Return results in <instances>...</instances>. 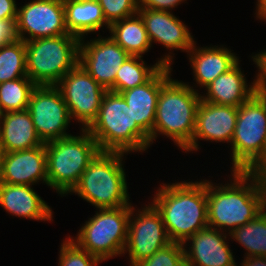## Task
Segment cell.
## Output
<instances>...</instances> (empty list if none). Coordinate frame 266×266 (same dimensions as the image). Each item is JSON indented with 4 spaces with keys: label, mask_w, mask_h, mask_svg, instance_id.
Returning a JSON list of instances; mask_svg holds the SVG:
<instances>
[{
    "label": "cell",
    "mask_w": 266,
    "mask_h": 266,
    "mask_svg": "<svg viewBox=\"0 0 266 266\" xmlns=\"http://www.w3.org/2000/svg\"><path fill=\"white\" fill-rule=\"evenodd\" d=\"M230 172L229 182L207 180L208 226L227 234L266 208V184L250 172Z\"/></svg>",
    "instance_id": "1"
},
{
    "label": "cell",
    "mask_w": 266,
    "mask_h": 266,
    "mask_svg": "<svg viewBox=\"0 0 266 266\" xmlns=\"http://www.w3.org/2000/svg\"><path fill=\"white\" fill-rule=\"evenodd\" d=\"M159 186L150 202L161 214L172 242L183 244L208 226L207 179L162 182Z\"/></svg>",
    "instance_id": "2"
},
{
    "label": "cell",
    "mask_w": 266,
    "mask_h": 266,
    "mask_svg": "<svg viewBox=\"0 0 266 266\" xmlns=\"http://www.w3.org/2000/svg\"><path fill=\"white\" fill-rule=\"evenodd\" d=\"M200 101V92L171 77L160 89L150 146L162 135L183 151L192 141Z\"/></svg>",
    "instance_id": "3"
},
{
    "label": "cell",
    "mask_w": 266,
    "mask_h": 266,
    "mask_svg": "<svg viewBox=\"0 0 266 266\" xmlns=\"http://www.w3.org/2000/svg\"><path fill=\"white\" fill-rule=\"evenodd\" d=\"M100 151L125 154L147 152L150 137L133 121V115L121 94L107 91L97 118L86 129Z\"/></svg>",
    "instance_id": "4"
},
{
    "label": "cell",
    "mask_w": 266,
    "mask_h": 266,
    "mask_svg": "<svg viewBox=\"0 0 266 266\" xmlns=\"http://www.w3.org/2000/svg\"><path fill=\"white\" fill-rule=\"evenodd\" d=\"M128 154L99 151L68 195H77L96 209L131 206L124 161Z\"/></svg>",
    "instance_id": "5"
},
{
    "label": "cell",
    "mask_w": 266,
    "mask_h": 266,
    "mask_svg": "<svg viewBox=\"0 0 266 266\" xmlns=\"http://www.w3.org/2000/svg\"><path fill=\"white\" fill-rule=\"evenodd\" d=\"M48 187L66 197L78 184L90 161L100 151L95 139L86 129L45 143Z\"/></svg>",
    "instance_id": "6"
},
{
    "label": "cell",
    "mask_w": 266,
    "mask_h": 266,
    "mask_svg": "<svg viewBox=\"0 0 266 266\" xmlns=\"http://www.w3.org/2000/svg\"><path fill=\"white\" fill-rule=\"evenodd\" d=\"M26 71L37 86H55L79 63L80 38L72 34L25 42Z\"/></svg>",
    "instance_id": "7"
},
{
    "label": "cell",
    "mask_w": 266,
    "mask_h": 266,
    "mask_svg": "<svg viewBox=\"0 0 266 266\" xmlns=\"http://www.w3.org/2000/svg\"><path fill=\"white\" fill-rule=\"evenodd\" d=\"M94 216L70 236L81 249L102 261L123 256L127 241L131 206L96 209Z\"/></svg>",
    "instance_id": "8"
},
{
    "label": "cell",
    "mask_w": 266,
    "mask_h": 266,
    "mask_svg": "<svg viewBox=\"0 0 266 266\" xmlns=\"http://www.w3.org/2000/svg\"><path fill=\"white\" fill-rule=\"evenodd\" d=\"M266 143V96L254 93L238 107L230 144V171H247L262 155Z\"/></svg>",
    "instance_id": "9"
},
{
    "label": "cell",
    "mask_w": 266,
    "mask_h": 266,
    "mask_svg": "<svg viewBox=\"0 0 266 266\" xmlns=\"http://www.w3.org/2000/svg\"><path fill=\"white\" fill-rule=\"evenodd\" d=\"M171 242L162 216L151 202L140 209L131 205L127 241L123 251V257L128 253L130 266L151 257Z\"/></svg>",
    "instance_id": "10"
},
{
    "label": "cell",
    "mask_w": 266,
    "mask_h": 266,
    "mask_svg": "<svg viewBox=\"0 0 266 266\" xmlns=\"http://www.w3.org/2000/svg\"><path fill=\"white\" fill-rule=\"evenodd\" d=\"M66 103L72 121L87 129L97 118L107 90L78 63L55 85Z\"/></svg>",
    "instance_id": "11"
},
{
    "label": "cell",
    "mask_w": 266,
    "mask_h": 266,
    "mask_svg": "<svg viewBox=\"0 0 266 266\" xmlns=\"http://www.w3.org/2000/svg\"><path fill=\"white\" fill-rule=\"evenodd\" d=\"M28 111L37 135L43 143L71 136V116L56 86H36L30 96Z\"/></svg>",
    "instance_id": "12"
},
{
    "label": "cell",
    "mask_w": 266,
    "mask_h": 266,
    "mask_svg": "<svg viewBox=\"0 0 266 266\" xmlns=\"http://www.w3.org/2000/svg\"><path fill=\"white\" fill-rule=\"evenodd\" d=\"M16 35L25 42L69 34L63 0H30L18 8Z\"/></svg>",
    "instance_id": "13"
},
{
    "label": "cell",
    "mask_w": 266,
    "mask_h": 266,
    "mask_svg": "<svg viewBox=\"0 0 266 266\" xmlns=\"http://www.w3.org/2000/svg\"><path fill=\"white\" fill-rule=\"evenodd\" d=\"M97 36L80 39L79 64L107 91L115 92L116 73L130 55L110 36Z\"/></svg>",
    "instance_id": "14"
},
{
    "label": "cell",
    "mask_w": 266,
    "mask_h": 266,
    "mask_svg": "<svg viewBox=\"0 0 266 266\" xmlns=\"http://www.w3.org/2000/svg\"><path fill=\"white\" fill-rule=\"evenodd\" d=\"M138 13L144 21L151 45L161 44L168 51L157 62L172 67L174 50L188 53L194 46L196 41L189 27L173 12L138 8Z\"/></svg>",
    "instance_id": "15"
},
{
    "label": "cell",
    "mask_w": 266,
    "mask_h": 266,
    "mask_svg": "<svg viewBox=\"0 0 266 266\" xmlns=\"http://www.w3.org/2000/svg\"><path fill=\"white\" fill-rule=\"evenodd\" d=\"M238 107L218 105L201 100L196 112V125L191 143L184 153L200 150L199 140L231 144L234 134ZM199 149V150H198Z\"/></svg>",
    "instance_id": "16"
},
{
    "label": "cell",
    "mask_w": 266,
    "mask_h": 266,
    "mask_svg": "<svg viewBox=\"0 0 266 266\" xmlns=\"http://www.w3.org/2000/svg\"><path fill=\"white\" fill-rule=\"evenodd\" d=\"M229 234L207 226L183 243L186 266H237Z\"/></svg>",
    "instance_id": "17"
},
{
    "label": "cell",
    "mask_w": 266,
    "mask_h": 266,
    "mask_svg": "<svg viewBox=\"0 0 266 266\" xmlns=\"http://www.w3.org/2000/svg\"><path fill=\"white\" fill-rule=\"evenodd\" d=\"M0 182L29 186L41 182L48 186L45 143L27 150L5 153Z\"/></svg>",
    "instance_id": "18"
},
{
    "label": "cell",
    "mask_w": 266,
    "mask_h": 266,
    "mask_svg": "<svg viewBox=\"0 0 266 266\" xmlns=\"http://www.w3.org/2000/svg\"><path fill=\"white\" fill-rule=\"evenodd\" d=\"M197 41L194 46L188 51L187 59L192 68L193 84L185 82L195 91L199 87L201 90L215 80L219 75L228 72L239 61V57L234 50L223 45L197 46ZM233 51V52H232ZM193 85V86H191ZM195 86V87H194Z\"/></svg>",
    "instance_id": "19"
},
{
    "label": "cell",
    "mask_w": 266,
    "mask_h": 266,
    "mask_svg": "<svg viewBox=\"0 0 266 266\" xmlns=\"http://www.w3.org/2000/svg\"><path fill=\"white\" fill-rule=\"evenodd\" d=\"M172 69L162 66L146 83L120 93L131 110L133 121L148 136L153 131L160 89L172 77Z\"/></svg>",
    "instance_id": "20"
},
{
    "label": "cell",
    "mask_w": 266,
    "mask_h": 266,
    "mask_svg": "<svg viewBox=\"0 0 266 266\" xmlns=\"http://www.w3.org/2000/svg\"><path fill=\"white\" fill-rule=\"evenodd\" d=\"M33 188L0 182V206L12 217L52 222V207Z\"/></svg>",
    "instance_id": "21"
},
{
    "label": "cell",
    "mask_w": 266,
    "mask_h": 266,
    "mask_svg": "<svg viewBox=\"0 0 266 266\" xmlns=\"http://www.w3.org/2000/svg\"><path fill=\"white\" fill-rule=\"evenodd\" d=\"M240 61L228 72L219 75L200 92L201 100L218 105L239 107L256 92L255 77L247 82ZM203 93V94H202Z\"/></svg>",
    "instance_id": "22"
},
{
    "label": "cell",
    "mask_w": 266,
    "mask_h": 266,
    "mask_svg": "<svg viewBox=\"0 0 266 266\" xmlns=\"http://www.w3.org/2000/svg\"><path fill=\"white\" fill-rule=\"evenodd\" d=\"M0 141L5 153L44 144L36 133L28 109L3 113L0 119Z\"/></svg>",
    "instance_id": "23"
},
{
    "label": "cell",
    "mask_w": 266,
    "mask_h": 266,
    "mask_svg": "<svg viewBox=\"0 0 266 266\" xmlns=\"http://www.w3.org/2000/svg\"><path fill=\"white\" fill-rule=\"evenodd\" d=\"M63 4L65 25L69 34L81 39L88 34H101L100 30L104 26L109 30L110 25L106 22L97 0H63Z\"/></svg>",
    "instance_id": "24"
},
{
    "label": "cell",
    "mask_w": 266,
    "mask_h": 266,
    "mask_svg": "<svg viewBox=\"0 0 266 266\" xmlns=\"http://www.w3.org/2000/svg\"><path fill=\"white\" fill-rule=\"evenodd\" d=\"M110 37L130 56H141L151 50L144 21L139 13L112 23Z\"/></svg>",
    "instance_id": "25"
},
{
    "label": "cell",
    "mask_w": 266,
    "mask_h": 266,
    "mask_svg": "<svg viewBox=\"0 0 266 266\" xmlns=\"http://www.w3.org/2000/svg\"><path fill=\"white\" fill-rule=\"evenodd\" d=\"M246 251L244 257H266V208L229 234Z\"/></svg>",
    "instance_id": "26"
},
{
    "label": "cell",
    "mask_w": 266,
    "mask_h": 266,
    "mask_svg": "<svg viewBox=\"0 0 266 266\" xmlns=\"http://www.w3.org/2000/svg\"><path fill=\"white\" fill-rule=\"evenodd\" d=\"M162 66L161 62L147 65L141 56H129L115 77V93L146 83Z\"/></svg>",
    "instance_id": "27"
},
{
    "label": "cell",
    "mask_w": 266,
    "mask_h": 266,
    "mask_svg": "<svg viewBox=\"0 0 266 266\" xmlns=\"http://www.w3.org/2000/svg\"><path fill=\"white\" fill-rule=\"evenodd\" d=\"M28 77L25 41L16 39L0 48V83Z\"/></svg>",
    "instance_id": "28"
},
{
    "label": "cell",
    "mask_w": 266,
    "mask_h": 266,
    "mask_svg": "<svg viewBox=\"0 0 266 266\" xmlns=\"http://www.w3.org/2000/svg\"><path fill=\"white\" fill-rule=\"evenodd\" d=\"M36 86L28 77L0 83V105L3 113L28 109L31 93Z\"/></svg>",
    "instance_id": "29"
},
{
    "label": "cell",
    "mask_w": 266,
    "mask_h": 266,
    "mask_svg": "<svg viewBox=\"0 0 266 266\" xmlns=\"http://www.w3.org/2000/svg\"><path fill=\"white\" fill-rule=\"evenodd\" d=\"M62 241L58 254V266H98L104 262L81 249L69 236Z\"/></svg>",
    "instance_id": "30"
},
{
    "label": "cell",
    "mask_w": 266,
    "mask_h": 266,
    "mask_svg": "<svg viewBox=\"0 0 266 266\" xmlns=\"http://www.w3.org/2000/svg\"><path fill=\"white\" fill-rule=\"evenodd\" d=\"M134 266H186L184 246L181 243L171 242Z\"/></svg>",
    "instance_id": "31"
},
{
    "label": "cell",
    "mask_w": 266,
    "mask_h": 266,
    "mask_svg": "<svg viewBox=\"0 0 266 266\" xmlns=\"http://www.w3.org/2000/svg\"><path fill=\"white\" fill-rule=\"evenodd\" d=\"M106 22L112 23L138 13V0H97Z\"/></svg>",
    "instance_id": "32"
},
{
    "label": "cell",
    "mask_w": 266,
    "mask_h": 266,
    "mask_svg": "<svg viewBox=\"0 0 266 266\" xmlns=\"http://www.w3.org/2000/svg\"><path fill=\"white\" fill-rule=\"evenodd\" d=\"M258 70L255 76L256 93L266 96V49L250 55Z\"/></svg>",
    "instance_id": "33"
},
{
    "label": "cell",
    "mask_w": 266,
    "mask_h": 266,
    "mask_svg": "<svg viewBox=\"0 0 266 266\" xmlns=\"http://www.w3.org/2000/svg\"><path fill=\"white\" fill-rule=\"evenodd\" d=\"M185 1L187 2V0H138V7L172 12L179 4L186 3Z\"/></svg>",
    "instance_id": "34"
},
{
    "label": "cell",
    "mask_w": 266,
    "mask_h": 266,
    "mask_svg": "<svg viewBox=\"0 0 266 266\" xmlns=\"http://www.w3.org/2000/svg\"><path fill=\"white\" fill-rule=\"evenodd\" d=\"M16 19L0 20V48L16 40Z\"/></svg>",
    "instance_id": "35"
},
{
    "label": "cell",
    "mask_w": 266,
    "mask_h": 266,
    "mask_svg": "<svg viewBox=\"0 0 266 266\" xmlns=\"http://www.w3.org/2000/svg\"><path fill=\"white\" fill-rule=\"evenodd\" d=\"M16 0H0V20L17 19Z\"/></svg>",
    "instance_id": "36"
},
{
    "label": "cell",
    "mask_w": 266,
    "mask_h": 266,
    "mask_svg": "<svg viewBox=\"0 0 266 266\" xmlns=\"http://www.w3.org/2000/svg\"><path fill=\"white\" fill-rule=\"evenodd\" d=\"M266 184V143L261 157L247 170Z\"/></svg>",
    "instance_id": "37"
},
{
    "label": "cell",
    "mask_w": 266,
    "mask_h": 266,
    "mask_svg": "<svg viewBox=\"0 0 266 266\" xmlns=\"http://www.w3.org/2000/svg\"><path fill=\"white\" fill-rule=\"evenodd\" d=\"M242 262L237 266H266V257H242Z\"/></svg>",
    "instance_id": "38"
},
{
    "label": "cell",
    "mask_w": 266,
    "mask_h": 266,
    "mask_svg": "<svg viewBox=\"0 0 266 266\" xmlns=\"http://www.w3.org/2000/svg\"><path fill=\"white\" fill-rule=\"evenodd\" d=\"M255 3V18L256 20L261 21V23L264 21L266 22V0H256Z\"/></svg>",
    "instance_id": "39"
},
{
    "label": "cell",
    "mask_w": 266,
    "mask_h": 266,
    "mask_svg": "<svg viewBox=\"0 0 266 266\" xmlns=\"http://www.w3.org/2000/svg\"><path fill=\"white\" fill-rule=\"evenodd\" d=\"M4 155H5V151H4L3 145H2V143L0 141V171H1V168H2Z\"/></svg>",
    "instance_id": "40"
},
{
    "label": "cell",
    "mask_w": 266,
    "mask_h": 266,
    "mask_svg": "<svg viewBox=\"0 0 266 266\" xmlns=\"http://www.w3.org/2000/svg\"><path fill=\"white\" fill-rule=\"evenodd\" d=\"M2 116H3V111H2V108H1V105H0V119H1Z\"/></svg>",
    "instance_id": "41"
}]
</instances>
